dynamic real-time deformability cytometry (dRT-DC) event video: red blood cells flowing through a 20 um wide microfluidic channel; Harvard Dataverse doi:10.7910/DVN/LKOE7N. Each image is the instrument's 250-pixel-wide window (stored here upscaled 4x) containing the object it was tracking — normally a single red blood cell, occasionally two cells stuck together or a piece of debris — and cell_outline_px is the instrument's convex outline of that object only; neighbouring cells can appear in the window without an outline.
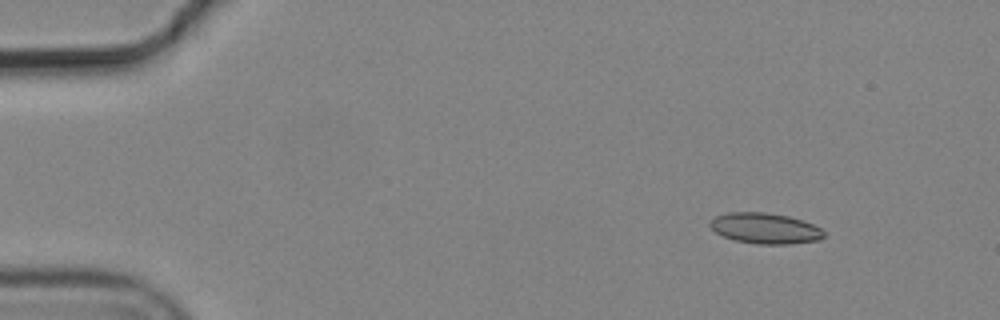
{"species": "common noctule bat (a hibernating species)", "species_latin": "Nyctalus noctula", "temperature_condition": "cold", "stored_images_in_passage": 4, "camera_frame_rate_fps": 3000, "um_per_image_px": 0.085, "animal": {"sex": "male", "body_mass_g": 19.2, "forearm_length_mm": 51.8}, "frame": {"image": 1, "passage_image": 2, "time_ms": 0.333, "image_size_px": [1000, 320], "cell_outline_px": [[824, 236], [820, 240], [788, 244], [756, 244], [732, 240], [716, 232], [708, 224], [716, 216], [728, 212], [764, 212], [788, 216], [812, 224], [820, 228], [824, 232]], "centroid_in_image_um": [65.02, 19.41], "position_along_channel_um": 20.0, "area_um2": 20.29}}
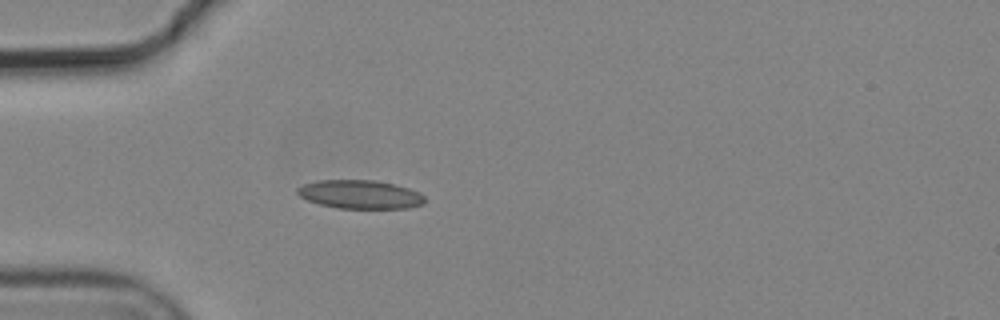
{"frame": {"image": 2, "passage_image": 4, "time_ms": 1.0, "image_size_px": [1000, 320], "cell_outline_px": [[424, 204], [408, 208], [336, 208], [320, 204], [308, 200], [300, 196], [296, 192], [296, 188], [304, 184], [316, 180], [376, 180], [396, 184], [420, 192], [424, 196]], "centroid_in_image_um": [30.61, 16.52], "position_along_channel_um": 54.4, "area_um2": 21.33}}